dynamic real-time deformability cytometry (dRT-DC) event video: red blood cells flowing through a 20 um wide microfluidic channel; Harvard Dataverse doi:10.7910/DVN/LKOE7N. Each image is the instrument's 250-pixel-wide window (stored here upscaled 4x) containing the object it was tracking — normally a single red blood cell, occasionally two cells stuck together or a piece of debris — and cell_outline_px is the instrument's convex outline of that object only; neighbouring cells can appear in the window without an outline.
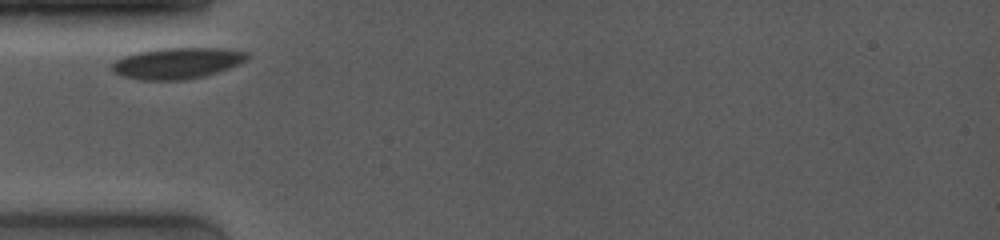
{"species": "common noctule bat (a hibernating species)", "species_latin": "Nyctalus noctula", "temperature_condition": "room temperature", "stored_images_in_passage": 13, "camera_frame_rate_fps": 4000, "um_per_image_px": 0.085, "animal": {"sex": "female", "body_mass_g": 19.0, "forearm_length_mm": 53.3}, "frame": {"image": 1, "passage_image": 1, "time_ms": 0.0, "image_size_px": [1000, 240], "cell_outline_px": [[248, 60], [240, 64], [204, 76], [184, 80], [140, 80], [120, 76], [112, 72], [112, 64], [116, 60], [124, 56], [136, 52], [156, 48], [220, 48], [248, 52]], "centroid_in_image_um": [15.03, 5.37], "position_along_channel_um": 70.0, "area_um2": 24.68}}
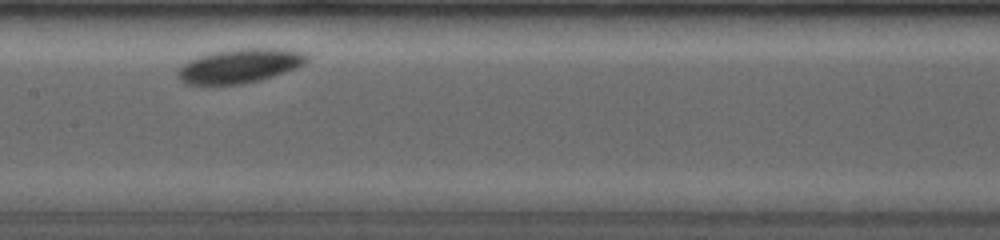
{"frame": {"image": 2, "passage_image": 6, "time_ms": 3.25, "image_size_px": [1000, 240], "cell_outline_px": [[308, 60], [304, 64], [296, 68], [260, 80], [244, 84], [184, 84], [180, 80], [180, 68], [188, 60], [212, 52], [236, 48], [284, 48], [304, 52], [308, 56]], "centroid_in_image_um": [20.43, 5.58], "position_along_channel_um": 187.0, "area_um2": 25.61}}
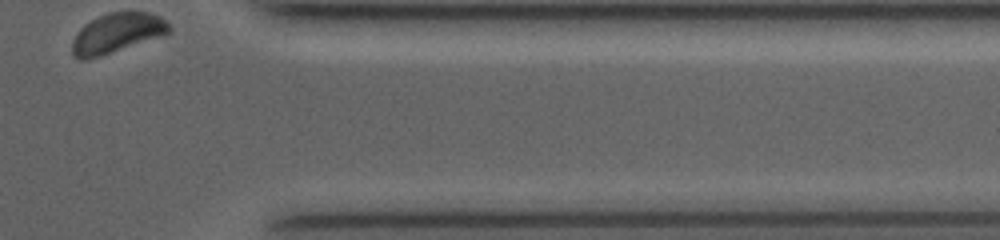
{"frame": {"image": 3, "passage_image": 13, "time_ms": 9.25, "image_size_px": [1000, 240], "cell_outline_px": [[172, 32], [168, 36], [88, 60], [80, 60], [72, 52], [72, 40], [80, 28], [84, 24], [108, 12], [148, 12], [160, 16], [172, 28]], "centroid_in_image_um": [10.01, 2.84], "position_along_channel_um": 401.4, "area_um2": 23.0}}